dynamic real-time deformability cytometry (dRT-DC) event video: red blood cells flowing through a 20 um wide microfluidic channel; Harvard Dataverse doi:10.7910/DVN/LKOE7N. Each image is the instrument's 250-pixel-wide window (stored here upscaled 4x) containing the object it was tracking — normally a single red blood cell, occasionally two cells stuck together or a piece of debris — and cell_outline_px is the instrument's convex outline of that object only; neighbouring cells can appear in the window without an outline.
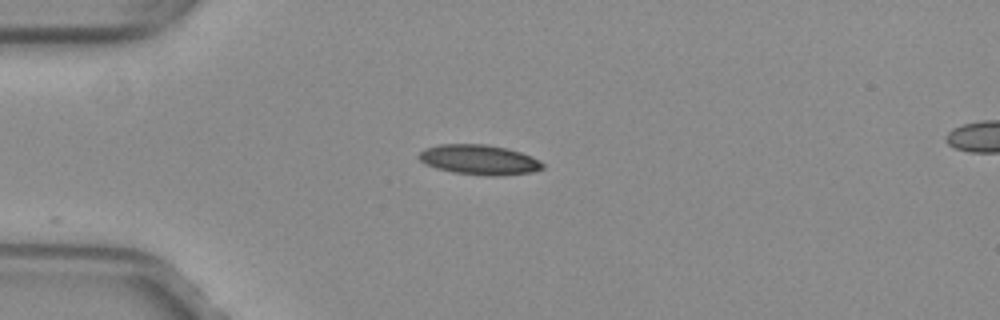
{"species": "common noctule bat (a hibernating species)", "species_latin": "Nyctalus noctula", "temperature_condition": "warm", "stored_images_in_passage": 11, "camera_frame_rate_fps": 3000, "um_per_image_px": 0.085, "animal": {"sex": "female", "body_mass_g": 29.2, "forearm_length_mm": 56.3}, "frame": {"image": 1, "passage_image": 1, "time_ms": 0.0, "image_size_px": [1000, 320], "cell_outline_px": [[544, 168], [532, 172], [500, 176], [488, 176], [452, 172], [436, 168], [424, 164], [416, 156], [424, 148], [440, 144], [488, 144], [508, 148], [532, 156], [540, 160], [544, 164]], "centroid_in_image_um": [40.73, 13.57], "position_along_channel_um": 44.3, "area_um2": 21.91}}
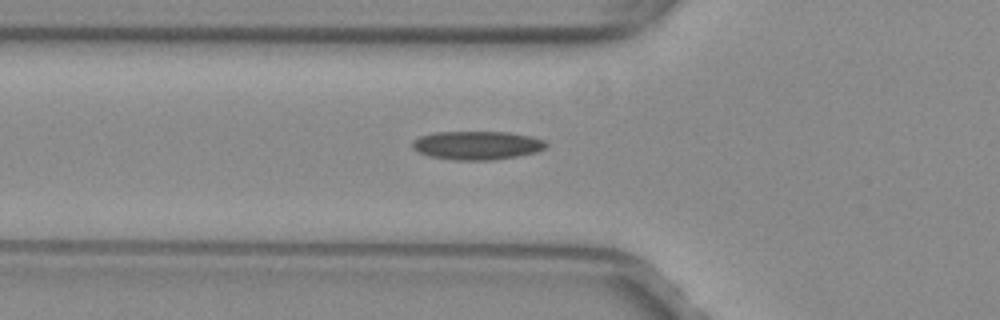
{"frame": {"image": 2, "passage_image": 6, "time_ms": 1.667, "image_size_px": [1000, 320], "cell_outline_px": [[548, 144], [544, 148], [536, 152], [516, 156], [492, 160], [452, 160], [428, 156], [412, 148], [412, 140], [420, 136], [436, 132], [508, 132], [532, 136], [544, 140]], "centroid_in_image_um": [40.53, 12.35], "position_along_channel_um": 85.3, "area_um2": 22.31}}